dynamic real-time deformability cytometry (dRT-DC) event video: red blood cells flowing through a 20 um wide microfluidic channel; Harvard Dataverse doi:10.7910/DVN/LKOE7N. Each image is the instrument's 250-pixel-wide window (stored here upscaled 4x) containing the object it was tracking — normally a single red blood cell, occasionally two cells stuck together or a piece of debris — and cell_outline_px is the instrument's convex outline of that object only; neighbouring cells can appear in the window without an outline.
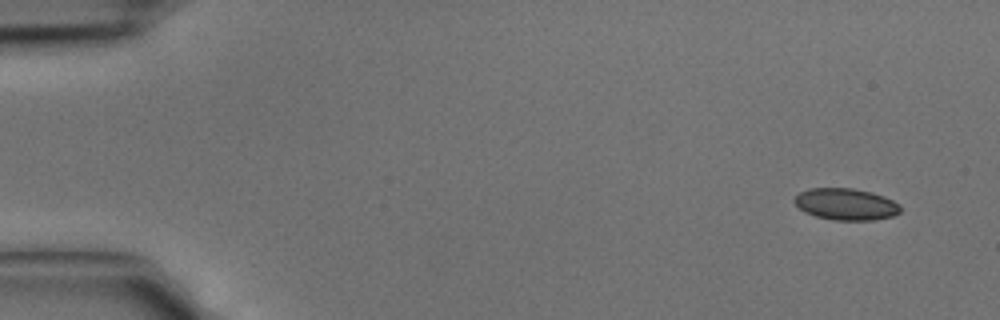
{"species": "common noctule bat (a hibernating species)", "species_latin": "Nyctalus noctula", "temperature_condition": "cold", "stored_images_in_passage": 42, "camera_frame_rate_fps": 3000, "um_per_image_px": 0.085, "animal": {"sex": "male", "body_mass_g": 15.6}, "frame": {"image": 1, "passage_image": 2, "time_ms": 0.333, "image_size_px": [1000, 320], "cell_outline_px": [[900, 212], [892, 216], [872, 220], [836, 220], [816, 216], [804, 212], [792, 200], [800, 192], [808, 188], [852, 188], [872, 192], [884, 196], [900, 204]], "centroid_in_image_um": [71.9, 17.35], "position_along_channel_um": 13.1, "area_um2": 19.54}}
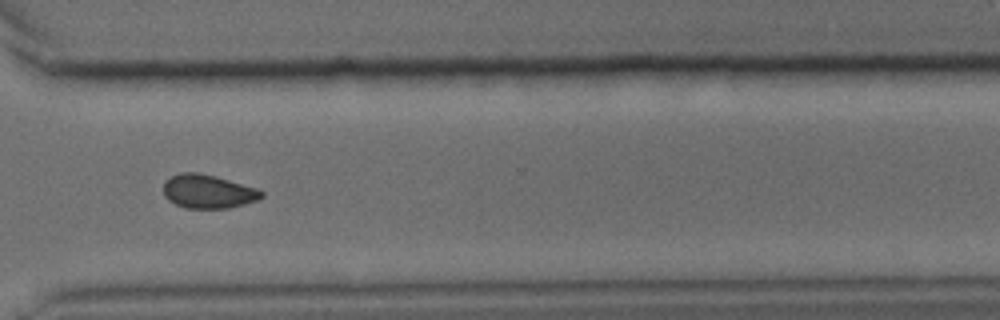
{"frame": {"image": 2, "passage_image": 31, "time_ms": 10.0, "image_size_px": [1000, 320], "cell_outline_px": [[264, 196], [256, 200], [244, 204], [228, 208], [188, 208], [176, 204], [168, 200], [164, 196], [164, 180], [180, 172], [200, 172], [216, 176], [256, 188], [264, 192]], "centroid_in_image_um": [17.67, 16.26], "position_along_channel_um": 352.9, "area_um2": 19.25}}
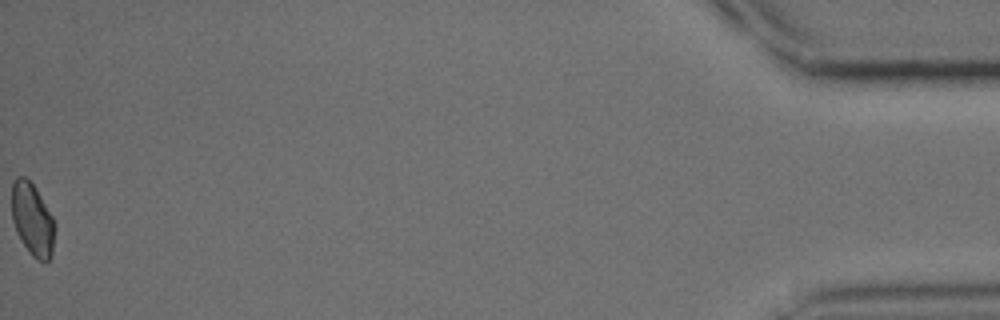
{"frame": {"image": 3, "passage_image": 42, "time_ms": 13.667, "image_size_px": [1000, 320], "cell_outline_px": [[56, 228], [52, 256], [48, 260], [40, 260], [32, 256], [20, 240], [16, 232], [12, 220], [12, 184], [16, 176], [24, 176], [36, 188], [52, 216], [56, 224]], "centroid_in_image_um": [2.76, 18.66], "position_along_channel_um": 432.4, "area_um2": 18.38}}